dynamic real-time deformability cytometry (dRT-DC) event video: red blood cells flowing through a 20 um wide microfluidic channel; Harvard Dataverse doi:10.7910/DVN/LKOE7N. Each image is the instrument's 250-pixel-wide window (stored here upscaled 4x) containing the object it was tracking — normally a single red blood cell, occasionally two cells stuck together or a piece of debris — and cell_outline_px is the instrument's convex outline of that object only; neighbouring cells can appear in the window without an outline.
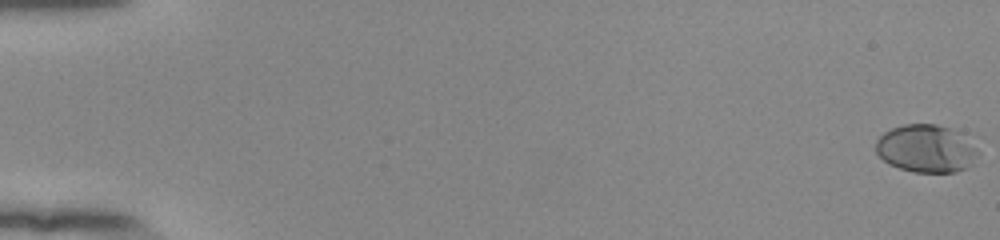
{"species": "human", "species_latin": "Homo sapiens", "temperature_condition": "room temperature", "stored_images_in_passage": 55, "camera_frame_rate_fps": 3000, "um_per_image_px": 0.085, "donor": {"sex": "female"}, "frame": {"image": 1, "passage_image": 1, "time_ms": 0.0, "image_size_px": [1000, 240], "cell_outline_px": [[980, 152], [972, 164], [956, 172], [912, 172], [888, 164], [876, 152], [876, 140], [884, 132], [892, 128], [904, 124], [936, 124], [952, 128], [960, 132], [976, 144]], "centroid_in_image_um": [78.76, 12.62], "position_along_channel_um": 6.2, "area_um2": 28.78}}
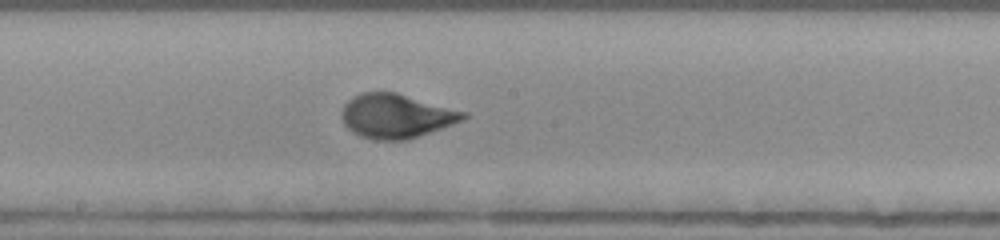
{"frame": {"image": 2, "passage_image": 32, "time_ms": 10.333, "image_size_px": [1000, 240], "cell_outline_px": [[468, 116], [464, 120], [408, 140], [376, 140], [360, 136], [352, 132], [344, 124], [340, 116], [340, 112], [344, 104], [352, 96], [360, 92], [396, 92], [468, 112]], "centroid_in_image_um": [33.66, 9.85], "position_along_channel_um": 214.5, "area_um2": 31.62}}
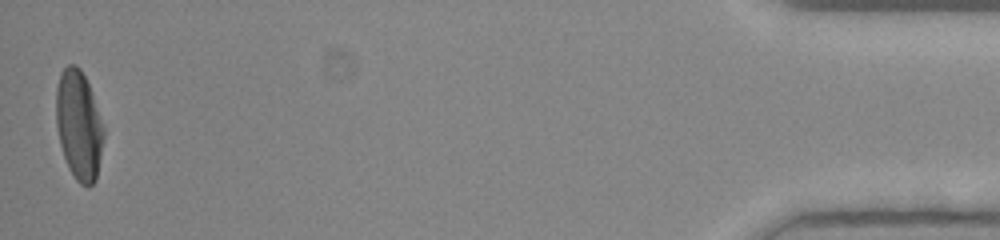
{"frame": {"image": 3, "passage_image": 55, "time_ms": 18.0, "image_size_px": [1000, 240], "cell_outline_px": [[104, 136], [96, 180], [92, 184], [80, 184], [76, 180], [68, 168], [60, 144], [56, 124], [56, 88], [60, 72], [68, 64], [76, 64], [80, 68], [92, 92], [104, 128]], "centroid_in_image_um": [6.69, 10.61], "position_along_channel_um": 428.5, "area_um2": 30.23}, "authors_computed_cell_mechanics": {"area_um2": 29.5358, "velocity_mm_per_s": 3.8926, "shape_relaxation_time_tau1_ms": 3.2753, "shape_relaxation_time_tau2_ms": null, "deformation_change_tau1": 0.1726, "deformation_change_tau2": null}}